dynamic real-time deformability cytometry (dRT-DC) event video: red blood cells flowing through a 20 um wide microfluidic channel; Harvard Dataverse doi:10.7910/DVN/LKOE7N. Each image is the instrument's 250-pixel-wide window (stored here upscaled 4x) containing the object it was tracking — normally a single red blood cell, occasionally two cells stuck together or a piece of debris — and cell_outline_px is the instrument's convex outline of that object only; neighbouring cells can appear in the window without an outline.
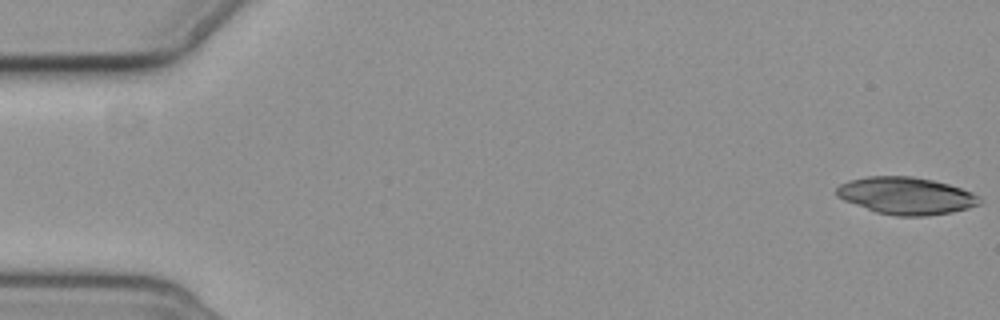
{"species": "common noctule bat (a hibernating species)", "species_latin": "Nyctalus noctula", "temperature_condition": "cold", "stored_images_in_passage": 7, "camera_frame_rate_fps": 3000, "um_per_image_px": 0.085, "animal": {"sex": "female", "body_mass_g": 19.3, "forearm_length_mm": 54.1}, "frame": {"image": 1, "passage_image": 1, "time_ms": 0.0, "image_size_px": [1000, 320], "cell_outline_px": [[984, 200], [980, 204], [968, 208], [952, 212], [924, 216], [896, 216], [876, 212], [844, 200], [836, 196], [836, 188], [840, 184], [848, 180], [868, 176], [912, 176], [932, 180], [948, 184], [972, 192], [980, 196]], "centroid_in_image_um": [77.03, 16.64], "position_along_channel_um": 8.0, "area_um2": 31.1}}